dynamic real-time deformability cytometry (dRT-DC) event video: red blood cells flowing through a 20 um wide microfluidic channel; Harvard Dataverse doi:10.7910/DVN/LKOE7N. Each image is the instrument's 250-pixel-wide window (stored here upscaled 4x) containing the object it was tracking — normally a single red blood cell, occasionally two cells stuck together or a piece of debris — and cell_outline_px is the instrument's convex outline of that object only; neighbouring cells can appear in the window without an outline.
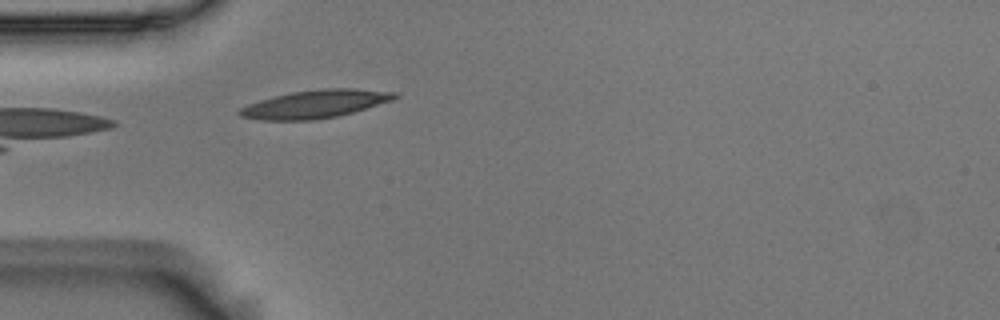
{"species": "Egyptian fruit bat (a non-hibernating species)", "species_latin": "Rousettus aegyptiacus", "temperature_condition": "room temperature", "stored_images_in_passage": 21, "camera_frame_rate_fps": 3000, "um_per_image_px": 0.085, "animal": {"sex": "male"}, "frame": {"image": 1, "passage_image": 1, "time_ms": 0.0, "image_size_px": [1000, 320], "cell_outline_px": [[400, 96], [392, 100], [352, 112], [336, 116], [316, 120], [260, 120], [240, 116], [236, 112], [240, 108], [248, 104], [260, 100], [292, 92], [320, 88], [356, 88], [400, 92]], "centroid_in_image_um": [26.82, 8.83], "position_along_channel_um": 58.2, "area_um2": 25.37}}
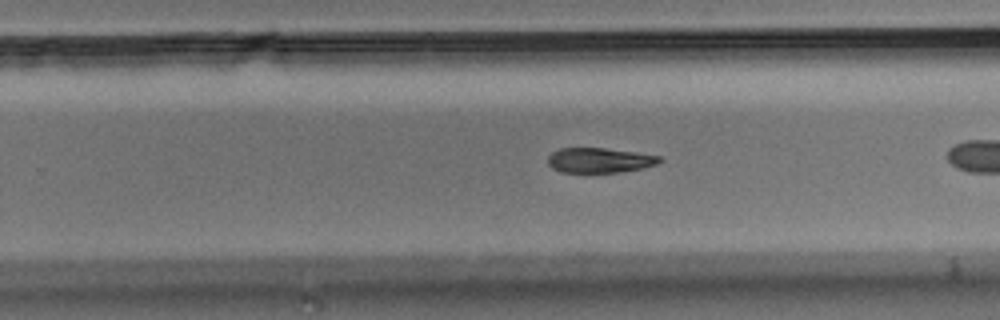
{"frame": {"image": 2, "passage_image": 12, "time_ms": 3.667, "image_size_px": [1000, 320], "cell_outline_px": [[664, 160], [656, 164], [644, 168], [620, 172], [560, 172], [552, 168], [548, 164], [548, 156], [552, 152], [560, 148], [604, 148], [636, 152], [660, 156]], "centroid_in_image_um": [50.97, 13.62], "position_along_channel_um": 278.8, "area_um2": 16.3}}